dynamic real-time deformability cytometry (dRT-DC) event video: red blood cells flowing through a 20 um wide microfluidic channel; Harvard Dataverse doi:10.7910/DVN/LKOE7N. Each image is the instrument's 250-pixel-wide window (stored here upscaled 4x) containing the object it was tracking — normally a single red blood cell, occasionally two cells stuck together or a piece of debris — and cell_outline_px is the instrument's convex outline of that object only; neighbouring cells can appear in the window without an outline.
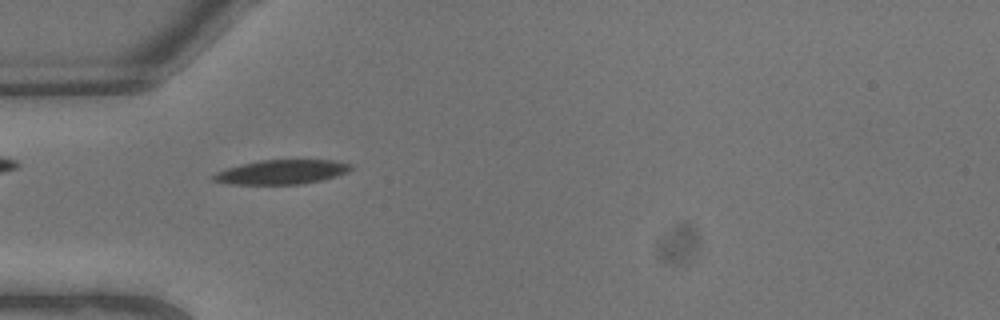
{"species": "common noctule bat (a hibernating species)", "species_latin": "Nyctalus noctula", "temperature_condition": "warm", "stored_images_in_passage": 5, "camera_frame_rate_fps": 3000, "um_per_image_px": 0.085, "animal": {"sex": "male", "body_mass_g": 13.3}, "frame": {"image": 1, "passage_image": 4, "time_ms": 1.0, "image_size_px": [1000, 320], "cell_outline_px": [[352, 168], [348, 172], [324, 180], [300, 184], [228, 184], [212, 180], [212, 176], [216, 172], [224, 168], [264, 160], [336, 160], [352, 164]], "centroid_in_image_um": [23.96, 14.62], "position_along_channel_um": 61.0, "area_um2": 19.54}}